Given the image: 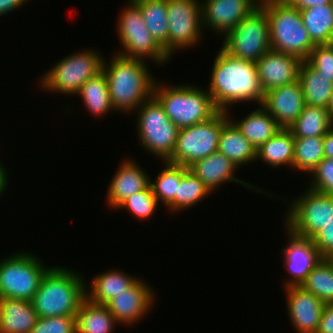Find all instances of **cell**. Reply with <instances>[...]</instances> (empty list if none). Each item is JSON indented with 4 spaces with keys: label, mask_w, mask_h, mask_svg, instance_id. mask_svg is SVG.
Wrapping results in <instances>:
<instances>
[{
    "label": "cell",
    "mask_w": 333,
    "mask_h": 333,
    "mask_svg": "<svg viewBox=\"0 0 333 333\" xmlns=\"http://www.w3.org/2000/svg\"><path fill=\"white\" fill-rule=\"evenodd\" d=\"M212 64L207 91L219 111H230L234 103L254 101L259 106L264 93L255 62L233 57L220 48Z\"/></svg>",
    "instance_id": "6da1fadb"
},
{
    "label": "cell",
    "mask_w": 333,
    "mask_h": 333,
    "mask_svg": "<svg viewBox=\"0 0 333 333\" xmlns=\"http://www.w3.org/2000/svg\"><path fill=\"white\" fill-rule=\"evenodd\" d=\"M104 59L103 69L114 111L131 114L153 95L155 77L148 62L126 58L113 53L109 62ZM132 111V112H131Z\"/></svg>",
    "instance_id": "7a4b0ae2"
},
{
    "label": "cell",
    "mask_w": 333,
    "mask_h": 333,
    "mask_svg": "<svg viewBox=\"0 0 333 333\" xmlns=\"http://www.w3.org/2000/svg\"><path fill=\"white\" fill-rule=\"evenodd\" d=\"M65 266H52L42 277L31 303L38 317L75 316L86 299V281Z\"/></svg>",
    "instance_id": "3957f363"
},
{
    "label": "cell",
    "mask_w": 333,
    "mask_h": 333,
    "mask_svg": "<svg viewBox=\"0 0 333 333\" xmlns=\"http://www.w3.org/2000/svg\"><path fill=\"white\" fill-rule=\"evenodd\" d=\"M153 96L160 102L166 115L179 128L191 127L209 120L219 110L210 93L190 84L167 86L155 81Z\"/></svg>",
    "instance_id": "277c9868"
},
{
    "label": "cell",
    "mask_w": 333,
    "mask_h": 333,
    "mask_svg": "<svg viewBox=\"0 0 333 333\" xmlns=\"http://www.w3.org/2000/svg\"><path fill=\"white\" fill-rule=\"evenodd\" d=\"M267 14L271 50L306 61L315 45L303 24L300 10L283 0H260Z\"/></svg>",
    "instance_id": "5b68a950"
},
{
    "label": "cell",
    "mask_w": 333,
    "mask_h": 333,
    "mask_svg": "<svg viewBox=\"0 0 333 333\" xmlns=\"http://www.w3.org/2000/svg\"><path fill=\"white\" fill-rule=\"evenodd\" d=\"M97 50L88 48L63 57L51 67L38 82L42 91L76 95L81 86L103 69L104 56ZM42 77V78H41Z\"/></svg>",
    "instance_id": "8992f818"
},
{
    "label": "cell",
    "mask_w": 333,
    "mask_h": 333,
    "mask_svg": "<svg viewBox=\"0 0 333 333\" xmlns=\"http://www.w3.org/2000/svg\"><path fill=\"white\" fill-rule=\"evenodd\" d=\"M119 14L116 29L123 50L115 53L144 61L150 58L158 66L171 60L146 28L140 6L135 1L128 0Z\"/></svg>",
    "instance_id": "52a82bcc"
},
{
    "label": "cell",
    "mask_w": 333,
    "mask_h": 333,
    "mask_svg": "<svg viewBox=\"0 0 333 333\" xmlns=\"http://www.w3.org/2000/svg\"><path fill=\"white\" fill-rule=\"evenodd\" d=\"M134 113L137 114V137L141 148L158 157L160 161H167L175 149L179 128L166 115L153 95Z\"/></svg>",
    "instance_id": "ba28073f"
},
{
    "label": "cell",
    "mask_w": 333,
    "mask_h": 333,
    "mask_svg": "<svg viewBox=\"0 0 333 333\" xmlns=\"http://www.w3.org/2000/svg\"><path fill=\"white\" fill-rule=\"evenodd\" d=\"M51 267L45 266L37 255L16 252L0 260V298L31 301L42 277Z\"/></svg>",
    "instance_id": "9c48e42d"
},
{
    "label": "cell",
    "mask_w": 333,
    "mask_h": 333,
    "mask_svg": "<svg viewBox=\"0 0 333 333\" xmlns=\"http://www.w3.org/2000/svg\"><path fill=\"white\" fill-rule=\"evenodd\" d=\"M228 121L227 111H218L205 122L179 129L175 149L167 162L188 168L217 152L220 132Z\"/></svg>",
    "instance_id": "30bf717a"
},
{
    "label": "cell",
    "mask_w": 333,
    "mask_h": 333,
    "mask_svg": "<svg viewBox=\"0 0 333 333\" xmlns=\"http://www.w3.org/2000/svg\"><path fill=\"white\" fill-rule=\"evenodd\" d=\"M297 197L287 201L290 204L284 226L297 236L311 239L332 219L333 195L307 188Z\"/></svg>",
    "instance_id": "8fae6325"
},
{
    "label": "cell",
    "mask_w": 333,
    "mask_h": 333,
    "mask_svg": "<svg viewBox=\"0 0 333 333\" xmlns=\"http://www.w3.org/2000/svg\"><path fill=\"white\" fill-rule=\"evenodd\" d=\"M224 36L221 48L239 59L256 62L271 50L267 14L260 5Z\"/></svg>",
    "instance_id": "7c38bea8"
},
{
    "label": "cell",
    "mask_w": 333,
    "mask_h": 333,
    "mask_svg": "<svg viewBox=\"0 0 333 333\" xmlns=\"http://www.w3.org/2000/svg\"><path fill=\"white\" fill-rule=\"evenodd\" d=\"M167 4L171 58L178 49L197 46L204 29L201 0H167Z\"/></svg>",
    "instance_id": "4fadbf2b"
},
{
    "label": "cell",
    "mask_w": 333,
    "mask_h": 333,
    "mask_svg": "<svg viewBox=\"0 0 333 333\" xmlns=\"http://www.w3.org/2000/svg\"><path fill=\"white\" fill-rule=\"evenodd\" d=\"M260 4V0H203L202 26L225 35Z\"/></svg>",
    "instance_id": "5bb4252c"
},
{
    "label": "cell",
    "mask_w": 333,
    "mask_h": 333,
    "mask_svg": "<svg viewBox=\"0 0 333 333\" xmlns=\"http://www.w3.org/2000/svg\"><path fill=\"white\" fill-rule=\"evenodd\" d=\"M138 278L125 292L114 297L105 306L119 325H133L148 314L155 303L154 289Z\"/></svg>",
    "instance_id": "9a60e30c"
},
{
    "label": "cell",
    "mask_w": 333,
    "mask_h": 333,
    "mask_svg": "<svg viewBox=\"0 0 333 333\" xmlns=\"http://www.w3.org/2000/svg\"><path fill=\"white\" fill-rule=\"evenodd\" d=\"M286 230L288 243L283 248L284 263L288 275H291L283 283L284 288L300 286L313 268L323 259L312 239L303 238Z\"/></svg>",
    "instance_id": "2e32d148"
},
{
    "label": "cell",
    "mask_w": 333,
    "mask_h": 333,
    "mask_svg": "<svg viewBox=\"0 0 333 333\" xmlns=\"http://www.w3.org/2000/svg\"><path fill=\"white\" fill-rule=\"evenodd\" d=\"M287 313L297 333H316L325 304L301 286L285 287Z\"/></svg>",
    "instance_id": "e0dca14e"
},
{
    "label": "cell",
    "mask_w": 333,
    "mask_h": 333,
    "mask_svg": "<svg viewBox=\"0 0 333 333\" xmlns=\"http://www.w3.org/2000/svg\"><path fill=\"white\" fill-rule=\"evenodd\" d=\"M261 106L281 128L288 129L305 106L300 81L296 80L293 83L267 91L264 93Z\"/></svg>",
    "instance_id": "ac0fdd59"
},
{
    "label": "cell",
    "mask_w": 333,
    "mask_h": 333,
    "mask_svg": "<svg viewBox=\"0 0 333 333\" xmlns=\"http://www.w3.org/2000/svg\"><path fill=\"white\" fill-rule=\"evenodd\" d=\"M238 167L235 166L226 156L218 151L210 154L204 159L198 160L194 162L191 166L188 167L189 171L193 173L196 177H198L205 185V187L213 193L215 189H218L220 185L227 183L228 181L231 183L235 182L236 184H242L248 189L263 192V194L268 195L269 197L276 198L273 193H269L267 191H263L259 187L255 185H251L250 183L238 179L235 176ZM236 171V172H235Z\"/></svg>",
    "instance_id": "d6986e66"
},
{
    "label": "cell",
    "mask_w": 333,
    "mask_h": 333,
    "mask_svg": "<svg viewBox=\"0 0 333 333\" xmlns=\"http://www.w3.org/2000/svg\"><path fill=\"white\" fill-rule=\"evenodd\" d=\"M303 61L299 58L270 50L255 62L263 93L298 80Z\"/></svg>",
    "instance_id": "ffe728a7"
},
{
    "label": "cell",
    "mask_w": 333,
    "mask_h": 333,
    "mask_svg": "<svg viewBox=\"0 0 333 333\" xmlns=\"http://www.w3.org/2000/svg\"><path fill=\"white\" fill-rule=\"evenodd\" d=\"M109 184L106 203L117 209L126 198L146 189L150 184V176L139 163L125 158Z\"/></svg>",
    "instance_id": "44dd1931"
},
{
    "label": "cell",
    "mask_w": 333,
    "mask_h": 333,
    "mask_svg": "<svg viewBox=\"0 0 333 333\" xmlns=\"http://www.w3.org/2000/svg\"><path fill=\"white\" fill-rule=\"evenodd\" d=\"M37 318L31 301L0 298V333H30Z\"/></svg>",
    "instance_id": "7402d4cb"
},
{
    "label": "cell",
    "mask_w": 333,
    "mask_h": 333,
    "mask_svg": "<svg viewBox=\"0 0 333 333\" xmlns=\"http://www.w3.org/2000/svg\"><path fill=\"white\" fill-rule=\"evenodd\" d=\"M137 279L138 277L128 275L122 270H106L93 277L89 284L86 283V298L94 304L105 305L118 294L125 292Z\"/></svg>",
    "instance_id": "603a6c76"
},
{
    "label": "cell",
    "mask_w": 333,
    "mask_h": 333,
    "mask_svg": "<svg viewBox=\"0 0 333 333\" xmlns=\"http://www.w3.org/2000/svg\"><path fill=\"white\" fill-rule=\"evenodd\" d=\"M227 115L256 150L282 129L261 105L240 120H233L228 111Z\"/></svg>",
    "instance_id": "cb8c5ba5"
},
{
    "label": "cell",
    "mask_w": 333,
    "mask_h": 333,
    "mask_svg": "<svg viewBox=\"0 0 333 333\" xmlns=\"http://www.w3.org/2000/svg\"><path fill=\"white\" fill-rule=\"evenodd\" d=\"M218 152L226 156L238 168L256 161L255 147L230 120L220 132Z\"/></svg>",
    "instance_id": "d4e9b609"
},
{
    "label": "cell",
    "mask_w": 333,
    "mask_h": 333,
    "mask_svg": "<svg viewBox=\"0 0 333 333\" xmlns=\"http://www.w3.org/2000/svg\"><path fill=\"white\" fill-rule=\"evenodd\" d=\"M294 159V137L289 129H280L256 150V160L270 167L288 166L292 170Z\"/></svg>",
    "instance_id": "484cf974"
},
{
    "label": "cell",
    "mask_w": 333,
    "mask_h": 333,
    "mask_svg": "<svg viewBox=\"0 0 333 333\" xmlns=\"http://www.w3.org/2000/svg\"><path fill=\"white\" fill-rule=\"evenodd\" d=\"M298 80L306 105L328 108L333 89L332 77L319 75L306 61L300 65Z\"/></svg>",
    "instance_id": "4316f807"
},
{
    "label": "cell",
    "mask_w": 333,
    "mask_h": 333,
    "mask_svg": "<svg viewBox=\"0 0 333 333\" xmlns=\"http://www.w3.org/2000/svg\"><path fill=\"white\" fill-rule=\"evenodd\" d=\"M117 324L105 305L94 304L87 298L75 315L76 333H113Z\"/></svg>",
    "instance_id": "83f0119b"
},
{
    "label": "cell",
    "mask_w": 333,
    "mask_h": 333,
    "mask_svg": "<svg viewBox=\"0 0 333 333\" xmlns=\"http://www.w3.org/2000/svg\"><path fill=\"white\" fill-rule=\"evenodd\" d=\"M300 13L314 45L333 43V4L304 8Z\"/></svg>",
    "instance_id": "f1b7e54d"
},
{
    "label": "cell",
    "mask_w": 333,
    "mask_h": 333,
    "mask_svg": "<svg viewBox=\"0 0 333 333\" xmlns=\"http://www.w3.org/2000/svg\"><path fill=\"white\" fill-rule=\"evenodd\" d=\"M143 15L146 28L169 56L167 0H134Z\"/></svg>",
    "instance_id": "f546056e"
},
{
    "label": "cell",
    "mask_w": 333,
    "mask_h": 333,
    "mask_svg": "<svg viewBox=\"0 0 333 333\" xmlns=\"http://www.w3.org/2000/svg\"><path fill=\"white\" fill-rule=\"evenodd\" d=\"M333 127L328 108L306 105L294 123L288 128L293 137L324 136Z\"/></svg>",
    "instance_id": "4dcf8cb0"
},
{
    "label": "cell",
    "mask_w": 333,
    "mask_h": 333,
    "mask_svg": "<svg viewBox=\"0 0 333 333\" xmlns=\"http://www.w3.org/2000/svg\"><path fill=\"white\" fill-rule=\"evenodd\" d=\"M78 95L87 111L95 117L114 111L110 99L108 82L104 72L88 79L80 88Z\"/></svg>",
    "instance_id": "1f68e13d"
},
{
    "label": "cell",
    "mask_w": 333,
    "mask_h": 333,
    "mask_svg": "<svg viewBox=\"0 0 333 333\" xmlns=\"http://www.w3.org/2000/svg\"><path fill=\"white\" fill-rule=\"evenodd\" d=\"M164 168L150 186L158 203L162 202L170 212L175 213V194L182 176L189 170L187 167L163 161Z\"/></svg>",
    "instance_id": "d6a6232c"
},
{
    "label": "cell",
    "mask_w": 333,
    "mask_h": 333,
    "mask_svg": "<svg viewBox=\"0 0 333 333\" xmlns=\"http://www.w3.org/2000/svg\"><path fill=\"white\" fill-rule=\"evenodd\" d=\"M324 136L294 137V159L292 169L310 174L325 158Z\"/></svg>",
    "instance_id": "836d02e7"
},
{
    "label": "cell",
    "mask_w": 333,
    "mask_h": 333,
    "mask_svg": "<svg viewBox=\"0 0 333 333\" xmlns=\"http://www.w3.org/2000/svg\"><path fill=\"white\" fill-rule=\"evenodd\" d=\"M324 304H333V265L323 258L300 285Z\"/></svg>",
    "instance_id": "e575fe53"
},
{
    "label": "cell",
    "mask_w": 333,
    "mask_h": 333,
    "mask_svg": "<svg viewBox=\"0 0 333 333\" xmlns=\"http://www.w3.org/2000/svg\"><path fill=\"white\" fill-rule=\"evenodd\" d=\"M211 195L204 183L189 170L182 176L175 194V212L194 207Z\"/></svg>",
    "instance_id": "d590c367"
},
{
    "label": "cell",
    "mask_w": 333,
    "mask_h": 333,
    "mask_svg": "<svg viewBox=\"0 0 333 333\" xmlns=\"http://www.w3.org/2000/svg\"><path fill=\"white\" fill-rule=\"evenodd\" d=\"M158 205H160V203H158L152 188L149 185L146 189L126 198L117 209L125 208L136 219L148 221L158 209Z\"/></svg>",
    "instance_id": "8d00e7d4"
},
{
    "label": "cell",
    "mask_w": 333,
    "mask_h": 333,
    "mask_svg": "<svg viewBox=\"0 0 333 333\" xmlns=\"http://www.w3.org/2000/svg\"><path fill=\"white\" fill-rule=\"evenodd\" d=\"M309 189L333 195V159L324 158L309 174Z\"/></svg>",
    "instance_id": "74e56055"
},
{
    "label": "cell",
    "mask_w": 333,
    "mask_h": 333,
    "mask_svg": "<svg viewBox=\"0 0 333 333\" xmlns=\"http://www.w3.org/2000/svg\"><path fill=\"white\" fill-rule=\"evenodd\" d=\"M30 333H76L75 316L38 317Z\"/></svg>",
    "instance_id": "f35d334b"
},
{
    "label": "cell",
    "mask_w": 333,
    "mask_h": 333,
    "mask_svg": "<svg viewBox=\"0 0 333 333\" xmlns=\"http://www.w3.org/2000/svg\"><path fill=\"white\" fill-rule=\"evenodd\" d=\"M306 62L316 70L319 75L332 77L333 83V43L315 45Z\"/></svg>",
    "instance_id": "ab89813d"
},
{
    "label": "cell",
    "mask_w": 333,
    "mask_h": 333,
    "mask_svg": "<svg viewBox=\"0 0 333 333\" xmlns=\"http://www.w3.org/2000/svg\"><path fill=\"white\" fill-rule=\"evenodd\" d=\"M312 242L319 250L322 258H329L333 255V217L316 235L312 238Z\"/></svg>",
    "instance_id": "60d3db41"
},
{
    "label": "cell",
    "mask_w": 333,
    "mask_h": 333,
    "mask_svg": "<svg viewBox=\"0 0 333 333\" xmlns=\"http://www.w3.org/2000/svg\"><path fill=\"white\" fill-rule=\"evenodd\" d=\"M316 333H333V304H325Z\"/></svg>",
    "instance_id": "b9f144b4"
},
{
    "label": "cell",
    "mask_w": 333,
    "mask_h": 333,
    "mask_svg": "<svg viewBox=\"0 0 333 333\" xmlns=\"http://www.w3.org/2000/svg\"><path fill=\"white\" fill-rule=\"evenodd\" d=\"M291 7L302 10L312 6H319L324 4H333V0H283Z\"/></svg>",
    "instance_id": "7bdbcfd3"
},
{
    "label": "cell",
    "mask_w": 333,
    "mask_h": 333,
    "mask_svg": "<svg viewBox=\"0 0 333 333\" xmlns=\"http://www.w3.org/2000/svg\"><path fill=\"white\" fill-rule=\"evenodd\" d=\"M29 0H0V16L13 12V10L23 7Z\"/></svg>",
    "instance_id": "ee69618b"
},
{
    "label": "cell",
    "mask_w": 333,
    "mask_h": 333,
    "mask_svg": "<svg viewBox=\"0 0 333 333\" xmlns=\"http://www.w3.org/2000/svg\"><path fill=\"white\" fill-rule=\"evenodd\" d=\"M324 156L333 159V127L323 137Z\"/></svg>",
    "instance_id": "f6af8a7d"
},
{
    "label": "cell",
    "mask_w": 333,
    "mask_h": 333,
    "mask_svg": "<svg viewBox=\"0 0 333 333\" xmlns=\"http://www.w3.org/2000/svg\"><path fill=\"white\" fill-rule=\"evenodd\" d=\"M8 172L6 171V167H4V165H2V163L0 162V197L2 196L1 194H4L3 192H5L6 188H7V184H8Z\"/></svg>",
    "instance_id": "bcb514c9"
},
{
    "label": "cell",
    "mask_w": 333,
    "mask_h": 333,
    "mask_svg": "<svg viewBox=\"0 0 333 333\" xmlns=\"http://www.w3.org/2000/svg\"><path fill=\"white\" fill-rule=\"evenodd\" d=\"M328 111H329L330 116L333 120V89H332V93L330 95V101H329V104H328Z\"/></svg>",
    "instance_id": "7dc6e473"
},
{
    "label": "cell",
    "mask_w": 333,
    "mask_h": 333,
    "mask_svg": "<svg viewBox=\"0 0 333 333\" xmlns=\"http://www.w3.org/2000/svg\"><path fill=\"white\" fill-rule=\"evenodd\" d=\"M329 261L332 263V265H333V255L332 256H330L329 258Z\"/></svg>",
    "instance_id": "c3c4849f"
}]
</instances>
